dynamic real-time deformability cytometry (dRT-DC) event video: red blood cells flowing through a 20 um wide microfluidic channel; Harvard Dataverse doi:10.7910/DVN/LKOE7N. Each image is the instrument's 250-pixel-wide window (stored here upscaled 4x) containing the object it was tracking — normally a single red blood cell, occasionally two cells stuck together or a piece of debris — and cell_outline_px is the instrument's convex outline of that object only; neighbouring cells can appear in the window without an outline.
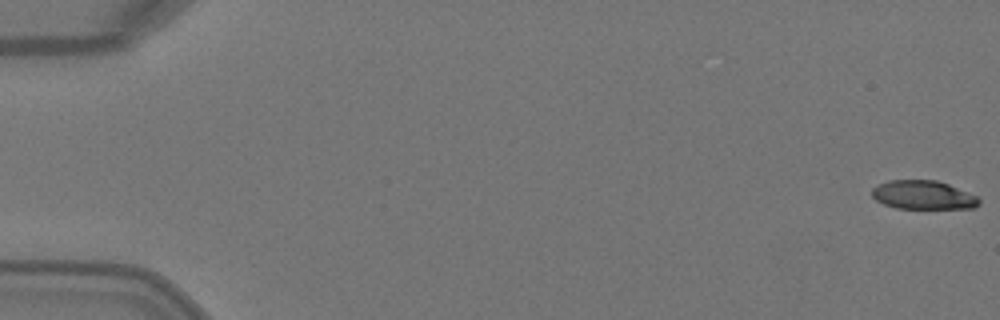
{"species": "Egyptian fruit bat (a non-hibernating species)", "species_latin": "Rousettus aegyptiacus", "temperature_condition": "warm", "stored_images_in_passage": 2, "camera_frame_rate_fps": 3000, "um_per_image_px": 0.085, "animal": {"sex": "female"}, "frame": {"image": 1, "passage_image": 1, "time_ms": 0.0, "image_size_px": [1000, 320], "cell_outline_px": [[980, 204], [976, 208], [896, 208], [884, 204], [876, 200], [872, 196], [872, 188], [888, 180], [936, 180], [948, 184], [976, 196], [980, 200]], "centroid_in_image_um": [78.46, 16.57], "position_along_channel_um": 6.5, "area_um2": 17.8}}